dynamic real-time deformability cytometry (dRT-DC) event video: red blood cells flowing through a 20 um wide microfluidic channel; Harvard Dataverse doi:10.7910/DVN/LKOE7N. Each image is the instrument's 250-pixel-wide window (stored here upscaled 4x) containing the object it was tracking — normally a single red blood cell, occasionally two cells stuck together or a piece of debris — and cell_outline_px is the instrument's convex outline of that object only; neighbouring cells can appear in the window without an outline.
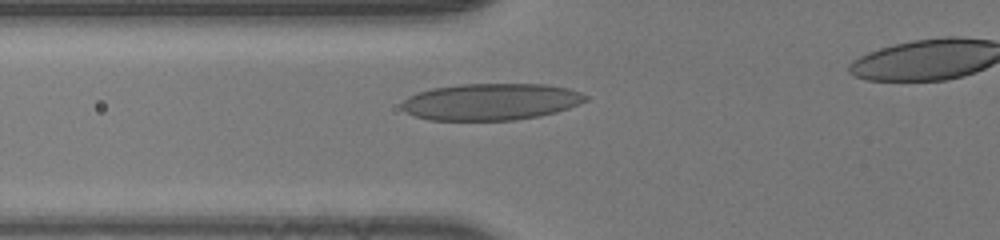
{"species": "human", "species_latin": "Homo sapiens", "temperature_condition": "room temperature", "stored_images_in_passage": 28, "camera_frame_rate_fps": 3000, "um_per_image_px": 0.085, "donor": {"sex": "male"}, "frame": {"image": 1, "passage_image": 2, "time_ms": 0.333, "image_size_px": [1000, 240], "cell_outline_px": [[588, 100], [568, 108], [556, 112], [540, 116], [516, 120], [428, 120], [416, 116], [400, 108], [400, 104], [408, 96], [416, 92], [432, 88], [460, 84], [544, 84], [568, 88], [580, 92], [588, 96]], "centroid_in_image_um": [41.71, 8.65], "position_along_channel_um": 84.1, "area_um2": 39.54}}
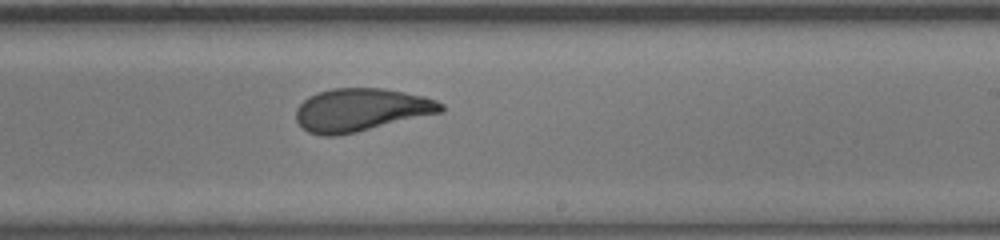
{"frame": {"image": 2, "passage_image": 14, "time_ms": 4.333, "image_size_px": [1000, 240], "cell_outline_px": [[444, 112], [356, 132], [336, 136], [320, 136], [308, 132], [296, 120], [296, 108], [308, 96], [316, 92], [332, 88], [384, 88], [424, 96], [436, 100], [444, 104]], "centroid_in_image_um": [30.69, 9.33], "position_along_channel_um": 258.3, "area_um2": 36.47}}
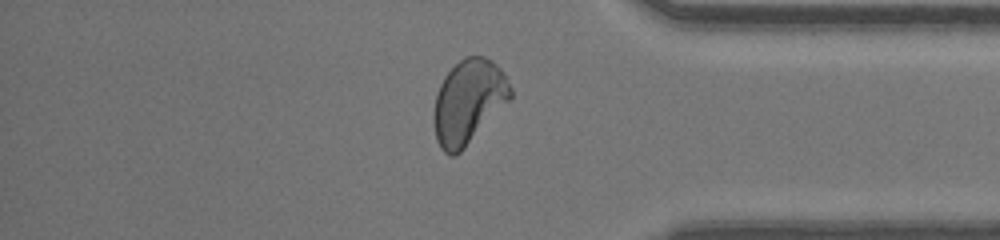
{"frame": {"image": 3, "passage_image": 24, "time_ms": 7.667, "image_size_px": [1000, 240], "cell_outline_px": [[512, 96], [464, 148], [456, 156], [448, 156], [440, 148], [436, 140], [432, 116], [436, 96], [440, 84], [444, 76], [464, 56], [484, 56], [492, 60], [500, 68], [512, 88]], "centroid_in_image_um": [39.78, 8.65], "position_along_channel_um": 395.4, "area_um2": 37.34}}